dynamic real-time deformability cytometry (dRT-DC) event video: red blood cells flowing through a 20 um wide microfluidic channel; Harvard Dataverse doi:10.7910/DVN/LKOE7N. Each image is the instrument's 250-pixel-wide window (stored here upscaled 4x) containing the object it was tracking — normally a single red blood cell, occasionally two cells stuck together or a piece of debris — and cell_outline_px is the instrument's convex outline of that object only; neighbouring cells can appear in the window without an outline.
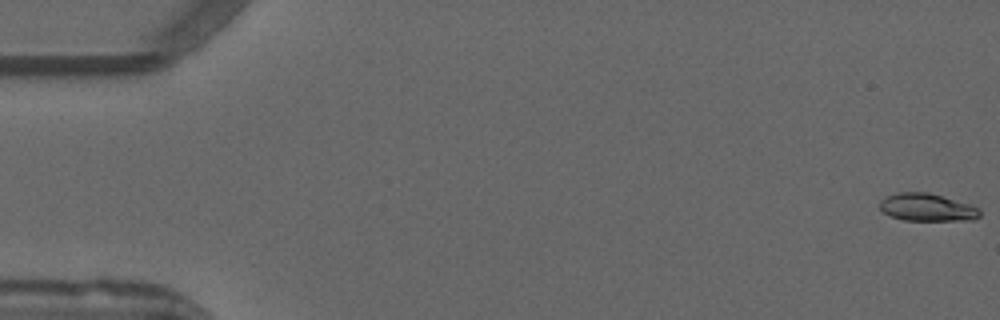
{"species": "common noctule bat (a hibernating species)", "species_latin": "Nyctalus noctula", "temperature_condition": "warm", "stored_images_in_passage": 10, "camera_frame_rate_fps": 3000, "um_per_image_px": 0.085, "animal": {"sex": "male", "forearm_length_mm": 52.5}, "frame": {"image": 1, "passage_image": 1, "time_ms": 0.0, "image_size_px": [1000, 320], "cell_outline_px": [[980, 216], [972, 220], [904, 220], [892, 216], [884, 212], [880, 208], [880, 200], [888, 196], [900, 192], [928, 192], [968, 204], [980, 208]], "centroid_in_image_um": [78.81, 17.63], "position_along_channel_um": 6.2, "area_um2": 15.84}}